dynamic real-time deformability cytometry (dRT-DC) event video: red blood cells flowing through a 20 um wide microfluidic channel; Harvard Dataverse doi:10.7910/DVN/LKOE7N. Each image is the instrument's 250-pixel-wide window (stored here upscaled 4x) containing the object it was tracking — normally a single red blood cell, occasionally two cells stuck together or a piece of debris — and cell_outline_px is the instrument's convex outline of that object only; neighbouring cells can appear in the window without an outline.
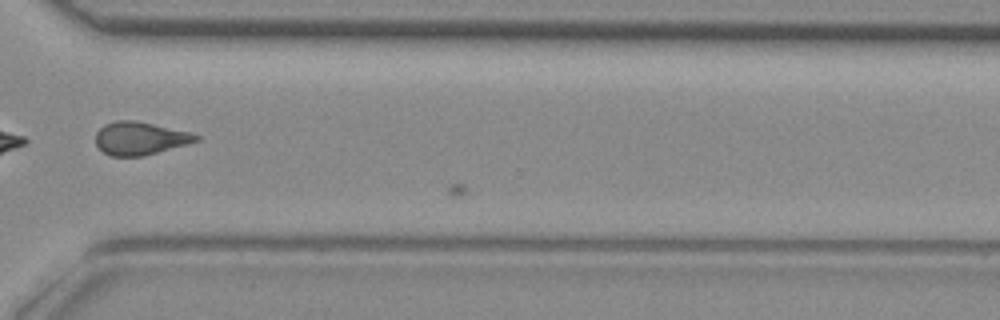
{"species": "common noctule bat (a hibernating species)", "species_latin": "Nyctalus noctula", "temperature_condition": "room temperature", "stored_images_in_passage": 34, "camera_frame_rate_fps": 3000, "um_per_image_px": 0.085, "animal": {"sex": "female", "body_mass_g": 29.2, "forearm_length_mm": 56.3}, "frame": {"image": 1, "passage_image": 33, "time_ms": 10.667, "image_size_px": [1000, 320], "cell_outline_px": [[200, 140], [188, 144], [144, 156], [112, 156], [104, 152], [96, 144], [96, 132], [104, 124], [116, 120], [136, 120], [188, 132], [200, 136]], "centroid_in_image_um": [11.9, 11.76], "position_along_channel_um": 358.7, "area_um2": 19.25}}